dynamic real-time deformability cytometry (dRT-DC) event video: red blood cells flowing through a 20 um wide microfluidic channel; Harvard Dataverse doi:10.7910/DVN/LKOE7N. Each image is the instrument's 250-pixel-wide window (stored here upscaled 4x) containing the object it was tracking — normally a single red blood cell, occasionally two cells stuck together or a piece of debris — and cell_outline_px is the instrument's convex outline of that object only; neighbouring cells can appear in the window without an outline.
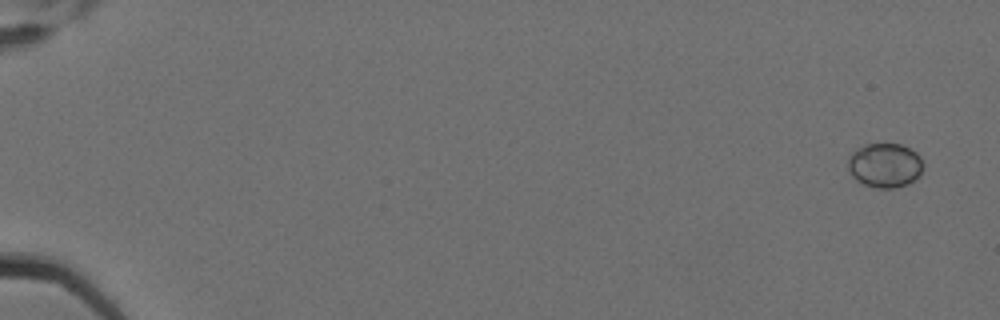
{"species": "Egyptian fruit bat (a non-hibernating species)", "species_latin": "Rousettus aegyptiacus", "temperature_condition": "cold", "stored_images_in_passage": 6, "camera_frame_rate_fps": 3000, "um_per_image_px": 0.085, "animal": {"sex": "female"}, "frame": {"image": 1, "passage_image": 1, "time_ms": 0.0, "image_size_px": [1000, 320], "cell_outline_px": [[924, 168], [920, 176], [916, 180], [908, 184], [896, 188], [876, 188], [864, 184], [856, 180], [852, 176], [848, 168], [848, 160], [852, 152], [856, 148], [864, 144], [900, 144], [916, 152], [920, 156]], "centroid_in_image_um": [75.23, 14.06], "position_along_channel_um": 9.8, "area_um2": 19.71}}
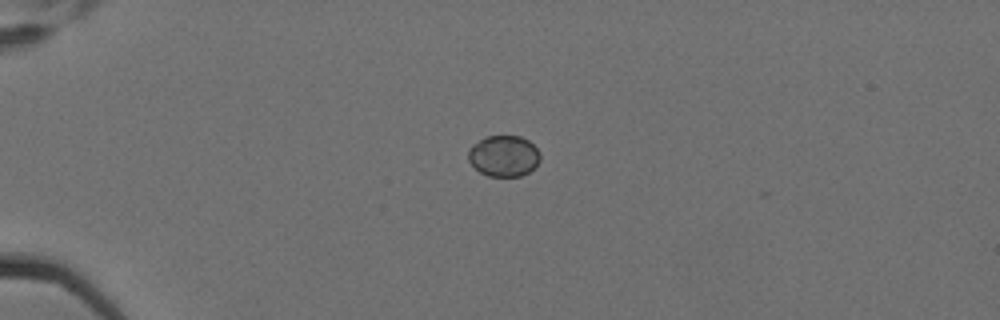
{"frame": {"image": 2, "passage_image": 5, "time_ms": 1.333, "image_size_px": [1000, 320], "cell_outline_px": [[540, 160], [528, 172], [520, 176], [488, 176], [480, 172], [468, 160], [468, 148], [472, 144], [484, 136], [520, 136], [528, 140], [540, 152]], "centroid_in_image_um": [42.79, 13.24], "position_along_channel_um": 42.2, "area_um2": 17.22}}